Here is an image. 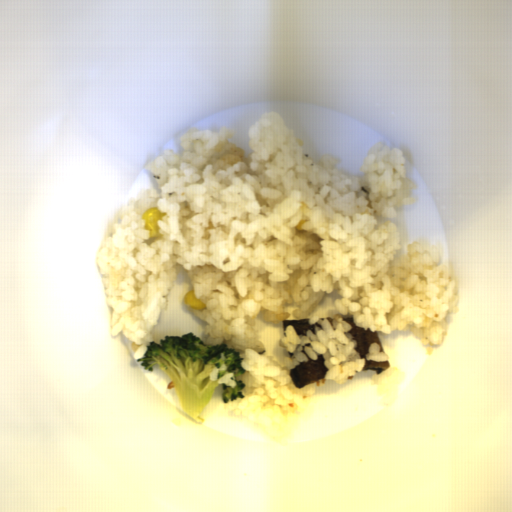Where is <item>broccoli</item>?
I'll use <instances>...</instances> for the list:
<instances>
[{
  "label": "broccoli",
  "instance_id": "broccoli-1",
  "mask_svg": "<svg viewBox=\"0 0 512 512\" xmlns=\"http://www.w3.org/2000/svg\"><path fill=\"white\" fill-rule=\"evenodd\" d=\"M159 341L149 342L136 362L149 372L158 365L171 380L183 411L197 422L204 423L200 414L219 385L224 404L245 398L241 390L246 383L236 380L246 372L240 351L229 349L224 342L206 345L192 332L167 335Z\"/></svg>",
  "mask_w": 512,
  "mask_h": 512
}]
</instances>
